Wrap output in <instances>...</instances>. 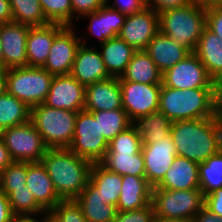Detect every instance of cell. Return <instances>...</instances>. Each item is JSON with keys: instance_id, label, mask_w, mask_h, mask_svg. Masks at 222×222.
I'll list each match as a JSON object with an SVG mask.
<instances>
[{"instance_id": "cell-51", "label": "cell", "mask_w": 222, "mask_h": 222, "mask_svg": "<svg viewBox=\"0 0 222 222\" xmlns=\"http://www.w3.org/2000/svg\"><path fill=\"white\" fill-rule=\"evenodd\" d=\"M48 219V214L44 215L41 220L36 219L34 216H15L12 222H46Z\"/></svg>"}, {"instance_id": "cell-17", "label": "cell", "mask_w": 222, "mask_h": 222, "mask_svg": "<svg viewBox=\"0 0 222 222\" xmlns=\"http://www.w3.org/2000/svg\"><path fill=\"white\" fill-rule=\"evenodd\" d=\"M70 75L85 87L111 77L100 52L93 47H87L86 42L81 43L77 49Z\"/></svg>"}, {"instance_id": "cell-14", "label": "cell", "mask_w": 222, "mask_h": 222, "mask_svg": "<svg viewBox=\"0 0 222 222\" xmlns=\"http://www.w3.org/2000/svg\"><path fill=\"white\" fill-rule=\"evenodd\" d=\"M86 87L73 76L54 75L44 104L46 106L79 112L84 110Z\"/></svg>"}, {"instance_id": "cell-39", "label": "cell", "mask_w": 222, "mask_h": 222, "mask_svg": "<svg viewBox=\"0 0 222 222\" xmlns=\"http://www.w3.org/2000/svg\"><path fill=\"white\" fill-rule=\"evenodd\" d=\"M142 149L141 136L133 125L114 137L106 153H139Z\"/></svg>"}, {"instance_id": "cell-27", "label": "cell", "mask_w": 222, "mask_h": 222, "mask_svg": "<svg viewBox=\"0 0 222 222\" xmlns=\"http://www.w3.org/2000/svg\"><path fill=\"white\" fill-rule=\"evenodd\" d=\"M128 43L119 36L101 43L99 51L105 68L111 77H121L125 72L134 52Z\"/></svg>"}, {"instance_id": "cell-4", "label": "cell", "mask_w": 222, "mask_h": 222, "mask_svg": "<svg viewBox=\"0 0 222 222\" xmlns=\"http://www.w3.org/2000/svg\"><path fill=\"white\" fill-rule=\"evenodd\" d=\"M158 16L159 31L190 53L194 52L206 28V8L192 2L184 7L162 11Z\"/></svg>"}, {"instance_id": "cell-21", "label": "cell", "mask_w": 222, "mask_h": 222, "mask_svg": "<svg viewBox=\"0 0 222 222\" xmlns=\"http://www.w3.org/2000/svg\"><path fill=\"white\" fill-rule=\"evenodd\" d=\"M155 188L168 190L200 189L199 164L184 157L176 156L173 164Z\"/></svg>"}, {"instance_id": "cell-30", "label": "cell", "mask_w": 222, "mask_h": 222, "mask_svg": "<svg viewBox=\"0 0 222 222\" xmlns=\"http://www.w3.org/2000/svg\"><path fill=\"white\" fill-rule=\"evenodd\" d=\"M90 179L98 186V196L107 205L117 206L122 186V176L107 170L100 163L92 164Z\"/></svg>"}, {"instance_id": "cell-47", "label": "cell", "mask_w": 222, "mask_h": 222, "mask_svg": "<svg viewBox=\"0 0 222 222\" xmlns=\"http://www.w3.org/2000/svg\"><path fill=\"white\" fill-rule=\"evenodd\" d=\"M14 217L8 196L0 189V222H12Z\"/></svg>"}, {"instance_id": "cell-34", "label": "cell", "mask_w": 222, "mask_h": 222, "mask_svg": "<svg viewBox=\"0 0 222 222\" xmlns=\"http://www.w3.org/2000/svg\"><path fill=\"white\" fill-rule=\"evenodd\" d=\"M199 180L204 197L222 188V149L199 164Z\"/></svg>"}, {"instance_id": "cell-25", "label": "cell", "mask_w": 222, "mask_h": 222, "mask_svg": "<svg viewBox=\"0 0 222 222\" xmlns=\"http://www.w3.org/2000/svg\"><path fill=\"white\" fill-rule=\"evenodd\" d=\"M194 53L214 82L220 83L222 81V39L205 28Z\"/></svg>"}, {"instance_id": "cell-22", "label": "cell", "mask_w": 222, "mask_h": 222, "mask_svg": "<svg viewBox=\"0 0 222 222\" xmlns=\"http://www.w3.org/2000/svg\"><path fill=\"white\" fill-rule=\"evenodd\" d=\"M152 198V186L146 177L131 175L122 176V186L117 211H131L140 209L149 203Z\"/></svg>"}, {"instance_id": "cell-13", "label": "cell", "mask_w": 222, "mask_h": 222, "mask_svg": "<svg viewBox=\"0 0 222 222\" xmlns=\"http://www.w3.org/2000/svg\"><path fill=\"white\" fill-rule=\"evenodd\" d=\"M73 26H65L54 38L48 58L42 67L52 75H69L82 40Z\"/></svg>"}, {"instance_id": "cell-5", "label": "cell", "mask_w": 222, "mask_h": 222, "mask_svg": "<svg viewBox=\"0 0 222 222\" xmlns=\"http://www.w3.org/2000/svg\"><path fill=\"white\" fill-rule=\"evenodd\" d=\"M77 113L43 103L31 108L30 120L48 148H68L72 143Z\"/></svg>"}, {"instance_id": "cell-33", "label": "cell", "mask_w": 222, "mask_h": 222, "mask_svg": "<svg viewBox=\"0 0 222 222\" xmlns=\"http://www.w3.org/2000/svg\"><path fill=\"white\" fill-rule=\"evenodd\" d=\"M13 22L31 27L50 24L39 0H10Z\"/></svg>"}, {"instance_id": "cell-48", "label": "cell", "mask_w": 222, "mask_h": 222, "mask_svg": "<svg viewBox=\"0 0 222 222\" xmlns=\"http://www.w3.org/2000/svg\"><path fill=\"white\" fill-rule=\"evenodd\" d=\"M194 222H222V217L210 212L207 208L203 207L195 216Z\"/></svg>"}, {"instance_id": "cell-3", "label": "cell", "mask_w": 222, "mask_h": 222, "mask_svg": "<svg viewBox=\"0 0 222 222\" xmlns=\"http://www.w3.org/2000/svg\"><path fill=\"white\" fill-rule=\"evenodd\" d=\"M218 88L181 90L161 86L159 109L171 122L216 117Z\"/></svg>"}, {"instance_id": "cell-37", "label": "cell", "mask_w": 222, "mask_h": 222, "mask_svg": "<svg viewBox=\"0 0 222 222\" xmlns=\"http://www.w3.org/2000/svg\"><path fill=\"white\" fill-rule=\"evenodd\" d=\"M27 162L13 161L0 172V189L8 196L15 188H25Z\"/></svg>"}, {"instance_id": "cell-40", "label": "cell", "mask_w": 222, "mask_h": 222, "mask_svg": "<svg viewBox=\"0 0 222 222\" xmlns=\"http://www.w3.org/2000/svg\"><path fill=\"white\" fill-rule=\"evenodd\" d=\"M52 222H88L75 199L61 200L49 213Z\"/></svg>"}, {"instance_id": "cell-2", "label": "cell", "mask_w": 222, "mask_h": 222, "mask_svg": "<svg viewBox=\"0 0 222 222\" xmlns=\"http://www.w3.org/2000/svg\"><path fill=\"white\" fill-rule=\"evenodd\" d=\"M42 163L62 200L76 199L89 181L92 163L68 148H48Z\"/></svg>"}, {"instance_id": "cell-15", "label": "cell", "mask_w": 222, "mask_h": 222, "mask_svg": "<svg viewBox=\"0 0 222 222\" xmlns=\"http://www.w3.org/2000/svg\"><path fill=\"white\" fill-rule=\"evenodd\" d=\"M145 162V177L155 187L169 170L177 156L171 134L153 144H142Z\"/></svg>"}, {"instance_id": "cell-28", "label": "cell", "mask_w": 222, "mask_h": 222, "mask_svg": "<svg viewBox=\"0 0 222 222\" xmlns=\"http://www.w3.org/2000/svg\"><path fill=\"white\" fill-rule=\"evenodd\" d=\"M162 72L145 50L135 51L119 81L162 84Z\"/></svg>"}, {"instance_id": "cell-18", "label": "cell", "mask_w": 222, "mask_h": 222, "mask_svg": "<svg viewBox=\"0 0 222 222\" xmlns=\"http://www.w3.org/2000/svg\"><path fill=\"white\" fill-rule=\"evenodd\" d=\"M84 109L89 112L123 109L119 78L110 77L86 86Z\"/></svg>"}, {"instance_id": "cell-6", "label": "cell", "mask_w": 222, "mask_h": 222, "mask_svg": "<svg viewBox=\"0 0 222 222\" xmlns=\"http://www.w3.org/2000/svg\"><path fill=\"white\" fill-rule=\"evenodd\" d=\"M54 75L41 67H14L6 71V91L30 108L43 104Z\"/></svg>"}, {"instance_id": "cell-32", "label": "cell", "mask_w": 222, "mask_h": 222, "mask_svg": "<svg viewBox=\"0 0 222 222\" xmlns=\"http://www.w3.org/2000/svg\"><path fill=\"white\" fill-rule=\"evenodd\" d=\"M31 108L7 91L0 95V131L30 120Z\"/></svg>"}, {"instance_id": "cell-12", "label": "cell", "mask_w": 222, "mask_h": 222, "mask_svg": "<svg viewBox=\"0 0 222 222\" xmlns=\"http://www.w3.org/2000/svg\"><path fill=\"white\" fill-rule=\"evenodd\" d=\"M159 32V16L145 6L140 11L127 15L118 35L136 51L145 50L150 40Z\"/></svg>"}, {"instance_id": "cell-54", "label": "cell", "mask_w": 222, "mask_h": 222, "mask_svg": "<svg viewBox=\"0 0 222 222\" xmlns=\"http://www.w3.org/2000/svg\"><path fill=\"white\" fill-rule=\"evenodd\" d=\"M6 71L5 68H0V95L6 92Z\"/></svg>"}, {"instance_id": "cell-8", "label": "cell", "mask_w": 222, "mask_h": 222, "mask_svg": "<svg viewBox=\"0 0 222 222\" xmlns=\"http://www.w3.org/2000/svg\"><path fill=\"white\" fill-rule=\"evenodd\" d=\"M108 146L109 142L100 132L99 118H94L93 114L85 109L79 111L72 143L68 149L94 164L104 159Z\"/></svg>"}, {"instance_id": "cell-7", "label": "cell", "mask_w": 222, "mask_h": 222, "mask_svg": "<svg viewBox=\"0 0 222 222\" xmlns=\"http://www.w3.org/2000/svg\"><path fill=\"white\" fill-rule=\"evenodd\" d=\"M151 202L155 218L193 219L204 207V196L200 189L168 190L152 187Z\"/></svg>"}, {"instance_id": "cell-41", "label": "cell", "mask_w": 222, "mask_h": 222, "mask_svg": "<svg viewBox=\"0 0 222 222\" xmlns=\"http://www.w3.org/2000/svg\"><path fill=\"white\" fill-rule=\"evenodd\" d=\"M155 213L152 202L148 205L131 211H117L111 222H154Z\"/></svg>"}, {"instance_id": "cell-36", "label": "cell", "mask_w": 222, "mask_h": 222, "mask_svg": "<svg viewBox=\"0 0 222 222\" xmlns=\"http://www.w3.org/2000/svg\"><path fill=\"white\" fill-rule=\"evenodd\" d=\"M10 208L15 216H39L47 213L37 204L33 193L26 185L25 188H15L9 195Z\"/></svg>"}, {"instance_id": "cell-19", "label": "cell", "mask_w": 222, "mask_h": 222, "mask_svg": "<svg viewBox=\"0 0 222 222\" xmlns=\"http://www.w3.org/2000/svg\"><path fill=\"white\" fill-rule=\"evenodd\" d=\"M64 27L58 23L30 27L26 41L27 66H44L55 36Z\"/></svg>"}, {"instance_id": "cell-53", "label": "cell", "mask_w": 222, "mask_h": 222, "mask_svg": "<svg viewBox=\"0 0 222 222\" xmlns=\"http://www.w3.org/2000/svg\"><path fill=\"white\" fill-rule=\"evenodd\" d=\"M217 114L219 116L220 122L222 123V81L218 83Z\"/></svg>"}, {"instance_id": "cell-46", "label": "cell", "mask_w": 222, "mask_h": 222, "mask_svg": "<svg viewBox=\"0 0 222 222\" xmlns=\"http://www.w3.org/2000/svg\"><path fill=\"white\" fill-rule=\"evenodd\" d=\"M204 207L218 217H222V188L204 197Z\"/></svg>"}, {"instance_id": "cell-35", "label": "cell", "mask_w": 222, "mask_h": 222, "mask_svg": "<svg viewBox=\"0 0 222 222\" xmlns=\"http://www.w3.org/2000/svg\"><path fill=\"white\" fill-rule=\"evenodd\" d=\"M91 113L94 118H99L100 132L108 142L132 125V121L124 109L93 111Z\"/></svg>"}, {"instance_id": "cell-45", "label": "cell", "mask_w": 222, "mask_h": 222, "mask_svg": "<svg viewBox=\"0 0 222 222\" xmlns=\"http://www.w3.org/2000/svg\"><path fill=\"white\" fill-rule=\"evenodd\" d=\"M110 7L125 15H131L145 7V0H115Z\"/></svg>"}, {"instance_id": "cell-11", "label": "cell", "mask_w": 222, "mask_h": 222, "mask_svg": "<svg viewBox=\"0 0 222 222\" xmlns=\"http://www.w3.org/2000/svg\"><path fill=\"white\" fill-rule=\"evenodd\" d=\"M119 84L122 108L131 121L158 111L162 84H144L130 81H119Z\"/></svg>"}, {"instance_id": "cell-10", "label": "cell", "mask_w": 222, "mask_h": 222, "mask_svg": "<svg viewBox=\"0 0 222 222\" xmlns=\"http://www.w3.org/2000/svg\"><path fill=\"white\" fill-rule=\"evenodd\" d=\"M162 84L181 90L218 88V84L208 75L206 68L194 52L166 70L162 74Z\"/></svg>"}, {"instance_id": "cell-24", "label": "cell", "mask_w": 222, "mask_h": 222, "mask_svg": "<svg viewBox=\"0 0 222 222\" xmlns=\"http://www.w3.org/2000/svg\"><path fill=\"white\" fill-rule=\"evenodd\" d=\"M90 19L89 31L99 38L100 44L117 37L125 23L127 15L105 4L93 13L85 14Z\"/></svg>"}, {"instance_id": "cell-29", "label": "cell", "mask_w": 222, "mask_h": 222, "mask_svg": "<svg viewBox=\"0 0 222 222\" xmlns=\"http://www.w3.org/2000/svg\"><path fill=\"white\" fill-rule=\"evenodd\" d=\"M172 122L160 111L141 116L132 121L142 144H153L170 134Z\"/></svg>"}, {"instance_id": "cell-23", "label": "cell", "mask_w": 222, "mask_h": 222, "mask_svg": "<svg viewBox=\"0 0 222 222\" xmlns=\"http://www.w3.org/2000/svg\"><path fill=\"white\" fill-rule=\"evenodd\" d=\"M145 51L162 73L183 60L190 53L185 47L160 31L150 40Z\"/></svg>"}, {"instance_id": "cell-20", "label": "cell", "mask_w": 222, "mask_h": 222, "mask_svg": "<svg viewBox=\"0 0 222 222\" xmlns=\"http://www.w3.org/2000/svg\"><path fill=\"white\" fill-rule=\"evenodd\" d=\"M26 185L37 204L48 214L62 199L54 189L51 178L42 162H27Z\"/></svg>"}, {"instance_id": "cell-44", "label": "cell", "mask_w": 222, "mask_h": 222, "mask_svg": "<svg viewBox=\"0 0 222 222\" xmlns=\"http://www.w3.org/2000/svg\"><path fill=\"white\" fill-rule=\"evenodd\" d=\"M192 2V0H145V6L160 13L165 10L184 7Z\"/></svg>"}, {"instance_id": "cell-49", "label": "cell", "mask_w": 222, "mask_h": 222, "mask_svg": "<svg viewBox=\"0 0 222 222\" xmlns=\"http://www.w3.org/2000/svg\"><path fill=\"white\" fill-rule=\"evenodd\" d=\"M13 21L10 0H0V24Z\"/></svg>"}, {"instance_id": "cell-1", "label": "cell", "mask_w": 222, "mask_h": 222, "mask_svg": "<svg viewBox=\"0 0 222 222\" xmlns=\"http://www.w3.org/2000/svg\"><path fill=\"white\" fill-rule=\"evenodd\" d=\"M170 134L177 156L198 164L222 149V123L218 115L172 122Z\"/></svg>"}, {"instance_id": "cell-56", "label": "cell", "mask_w": 222, "mask_h": 222, "mask_svg": "<svg viewBox=\"0 0 222 222\" xmlns=\"http://www.w3.org/2000/svg\"><path fill=\"white\" fill-rule=\"evenodd\" d=\"M0 68H3V54L1 49V42H0Z\"/></svg>"}, {"instance_id": "cell-42", "label": "cell", "mask_w": 222, "mask_h": 222, "mask_svg": "<svg viewBox=\"0 0 222 222\" xmlns=\"http://www.w3.org/2000/svg\"><path fill=\"white\" fill-rule=\"evenodd\" d=\"M107 3V0H71L72 5V20L77 14L76 19L83 17L85 14H90L100 9Z\"/></svg>"}, {"instance_id": "cell-38", "label": "cell", "mask_w": 222, "mask_h": 222, "mask_svg": "<svg viewBox=\"0 0 222 222\" xmlns=\"http://www.w3.org/2000/svg\"><path fill=\"white\" fill-rule=\"evenodd\" d=\"M39 2L50 23L72 26L71 0H39Z\"/></svg>"}, {"instance_id": "cell-55", "label": "cell", "mask_w": 222, "mask_h": 222, "mask_svg": "<svg viewBox=\"0 0 222 222\" xmlns=\"http://www.w3.org/2000/svg\"><path fill=\"white\" fill-rule=\"evenodd\" d=\"M154 222H194V219L186 218V219H159L155 218Z\"/></svg>"}, {"instance_id": "cell-26", "label": "cell", "mask_w": 222, "mask_h": 222, "mask_svg": "<svg viewBox=\"0 0 222 222\" xmlns=\"http://www.w3.org/2000/svg\"><path fill=\"white\" fill-rule=\"evenodd\" d=\"M75 200L88 222H111L117 213L114 205H107L98 196V186L90 178Z\"/></svg>"}, {"instance_id": "cell-43", "label": "cell", "mask_w": 222, "mask_h": 222, "mask_svg": "<svg viewBox=\"0 0 222 222\" xmlns=\"http://www.w3.org/2000/svg\"><path fill=\"white\" fill-rule=\"evenodd\" d=\"M206 28L222 39V6L206 8Z\"/></svg>"}, {"instance_id": "cell-16", "label": "cell", "mask_w": 222, "mask_h": 222, "mask_svg": "<svg viewBox=\"0 0 222 222\" xmlns=\"http://www.w3.org/2000/svg\"><path fill=\"white\" fill-rule=\"evenodd\" d=\"M31 26L10 22L0 24L3 68L27 66L26 41Z\"/></svg>"}, {"instance_id": "cell-9", "label": "cell", "mask_w": 222, "mask_h": 222, "mask_svg": "<svg viewBox=\"0 0 222 222\" xmlns=\"http://www.w3.org/2000/svg\"><path fill=\"white\" fill-rule=\"evenodd\" d=\"M13 161L38 163L48 149L31 120L0 131Z\"/></svg>"}, {"instance_id": "cell-50", "label": "cell", "mask_w": 222, "mask_h": 222, "mask_svg": "<svg viewBox=\"0 0 222 222\" xmlns=\"http://www.w3.org/2000/svg\"><path fill=\"white\" fill-rule=\"evenodd\" d=\"M13 162L8 149L0 136V172Z\"/></svg>"}, {"instance_id": "cell-31", "label": "cell", "mask_w": 222, "mask_h": 222, "mask_svg": "<svg viewBox=\"0 0 222 222\" xmlns=\"http://www.w3.org/2000/svg\"><path fill=\"white\" fill-rule=\"evenodd\" d=\"M100 164L107 170L121 176L145 177V162L142 151L139 153H106Z\"/></svg>"}, {"instance_id": "cell-52", "label": "cell", "mask_w": 222, "mask_h": 222, "mask_svg": "<svg viewBox=\"0 0 222 222\" xmlns=\"http://www.w3.org/2000/svg\"><path fill=\"white\" fill-rule=\"evenodd\" d=\"M195 4L204 8L222 6V0H192Z\"/></svg>"}]
</instances>
